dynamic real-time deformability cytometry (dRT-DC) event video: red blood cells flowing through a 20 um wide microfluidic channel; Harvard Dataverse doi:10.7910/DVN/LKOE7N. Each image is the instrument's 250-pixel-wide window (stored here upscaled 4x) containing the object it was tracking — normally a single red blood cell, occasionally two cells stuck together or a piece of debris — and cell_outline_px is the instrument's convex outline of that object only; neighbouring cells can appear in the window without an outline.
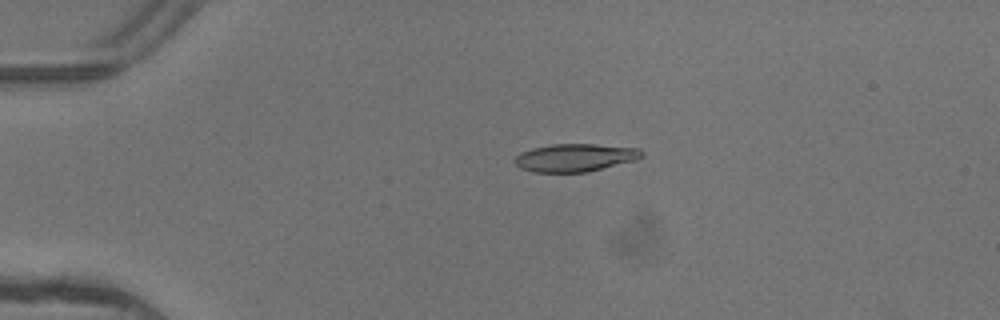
{"species": "common noctule bat (a hibernating species)", "species_latin": "Nyctalus noctula", "temperature_condition": "warm", "stored_images_in_passage": 3, "segment_of_instrument_passage": [1, 2], "camera_frame_rate_fps": 3000, "um_per_image_px": 0.085, "animal": {"sex": "female"}, "frame": {"image": 1, "passage_image": 1, "time_ms": 0.0, "image_size_px": [1000, 320], "cell_outline_px": [[644, 156], [636, 160], [588, 172], [532, 172], [520, 168], [512, 160], [520, 152], [532, 148], [552, 144], [596, 144], [640, 148], [644, 152]], "centroid_in_image_um": [48.89, 13.4], "position_along_channel_um": 36.1, "area_um2": 20.87}}